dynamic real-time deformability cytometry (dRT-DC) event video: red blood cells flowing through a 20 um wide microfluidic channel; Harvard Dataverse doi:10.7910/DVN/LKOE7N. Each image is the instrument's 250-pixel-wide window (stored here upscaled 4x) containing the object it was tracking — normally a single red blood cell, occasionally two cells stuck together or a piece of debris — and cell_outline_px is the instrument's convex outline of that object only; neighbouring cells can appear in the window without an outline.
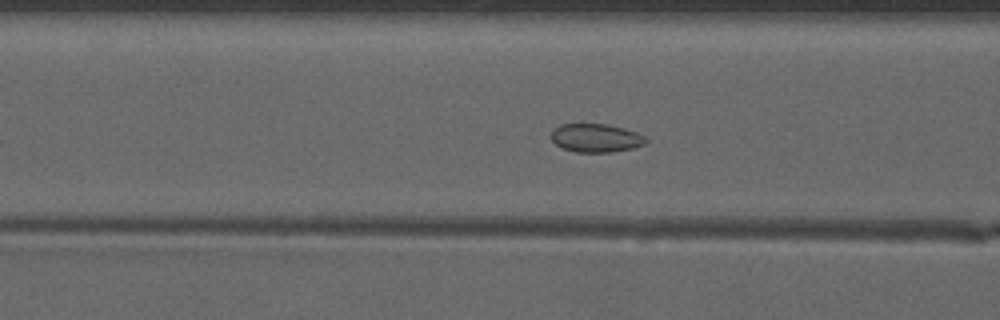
{"species": "common noctule bat (a hibernating species)", "species_latin": "Nyctalus noctula", "temperature_condition": "warm", "stored_images_in_passage": 37, "camera_frame_rate_fps": 3000, "um_per_image_px": 0.085, "animal": {"sex": "male", "forearm_length_mm": 52.5}, "frame": {"image": 1, "passage_image": 8, "time_ms": 2.333, "image_size_px": [1000, 320], "cell_outline_px": [[648, 140], [644, 144], [632, 148], [612, 152], [576, 152], [564, 148], [556, 144], [552, 140], [552, 128], [560, 124], [608, 124], [624, 128], [636, 132], [644, 136]], "centroid_in_image_um": [50.65, 11.72], "position_along_channel_um": 116.0, "area_um2": 15.66}}
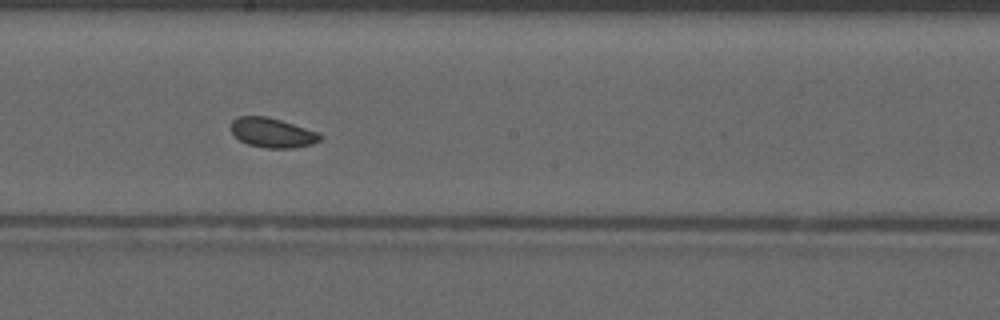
{"frame": {"image": 2, "passage_image": 16, "time_ms": 5.0, "image_size_px": [1000, 320], "cell_outline_px": [[324, 136], [320, 140], [312, 144], [292, 148], [268, 148], [248, 144], [240, 140], [232, 132], [232, 120], [240, 116], [268, 116], [320, 132]], "centroid_in_image_um": [23.2, 11.28], "position_along_channel_um": 225.0, "area_um2": 15.37}}
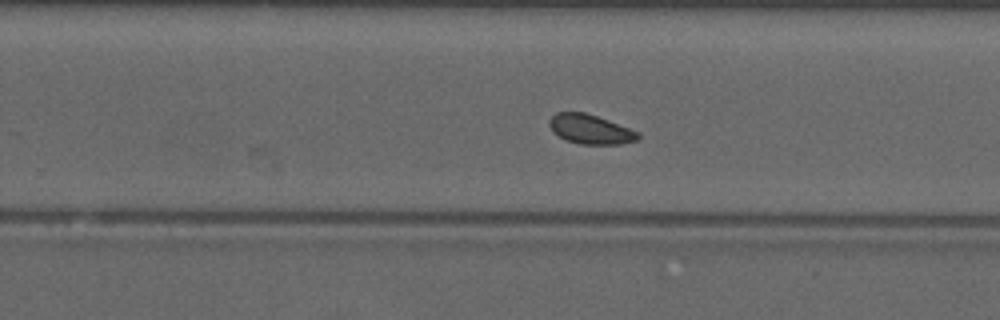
{"frame": {"image": 3, "passage_image": 20, "time_ms": 6.333, "image_size_px": [1000, 320], "cell_outline_px": [[640, 136], [636, 140], [620, 144], [580, 144], [568, 140], [552, 132], [548, 124], [548, 120], [556, 112], [584, 112], [608, 120], [640, 132]], "centroid_in_image_um": [50.17, 10.98], "position_along_channel_um": 279.6, "area_um2": 15.14}}